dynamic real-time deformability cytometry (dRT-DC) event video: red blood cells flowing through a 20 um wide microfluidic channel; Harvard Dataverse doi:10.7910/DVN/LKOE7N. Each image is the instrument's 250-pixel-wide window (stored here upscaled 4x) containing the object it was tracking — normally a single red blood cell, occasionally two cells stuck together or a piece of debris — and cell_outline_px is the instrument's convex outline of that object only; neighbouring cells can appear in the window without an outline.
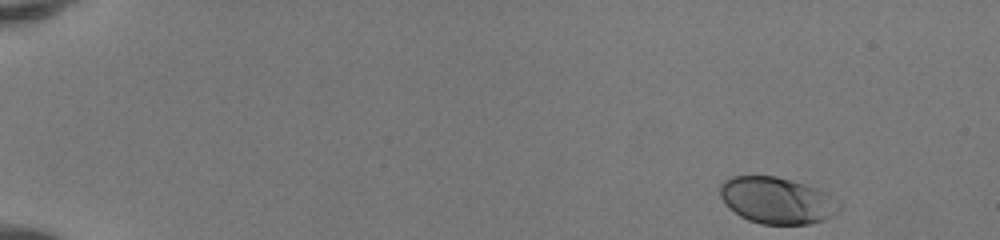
{"species": "human", "species_latin": "Homo sapiens", "temperature_condition": "room temperature", "stored_images_in_passage": 47, "camera_frame_rate_fps": 3000, "um_per_image_px": 0.085, "donor": {"sex": "female"}, "frame": {"image": 1, "passage_image": 1, "time_ms": 0.0, "image_size_px": [1000, 240], "cell_outline_px": [[840, 212], [824, 220], [808, 224], [760, 224], [748, 220], [740, 216], [720, 196], [720, 184], [724, 180], [732, 176], [776, 176], [804, 184], [816, 188], [824, 192], [840, 204]], "centroid_in_image_um": [66.05, 17.04], "position_along_channel_um": 19.0, "area_um2": 32.02}}
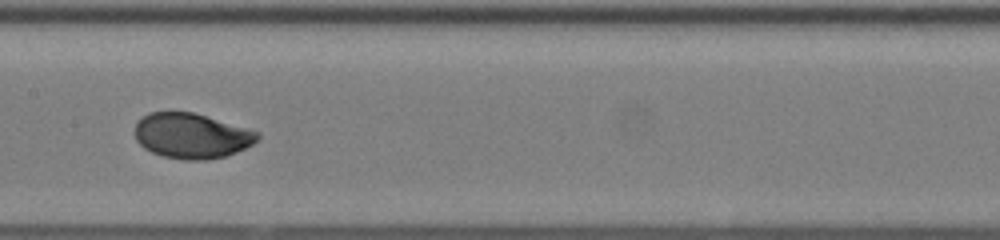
{"frame": {"image": 2, "passage_image": 24, "time_ms": 7.667, "image_size_px": [1000, 240], "cell_outline_px": [[260, 136], [252, 144], [236, 152], [224, 156], [204, 160], [184, 160], [160, 156], [144, 148], [136, 140], [132, 132], [136, 120], [148, 112], [192, 112], [248, 128], [260, 132]], "centroid_in_image_um": [16.22, 11.54], "position_along_channel_um": 191.2, "area_um2": 32.6}}
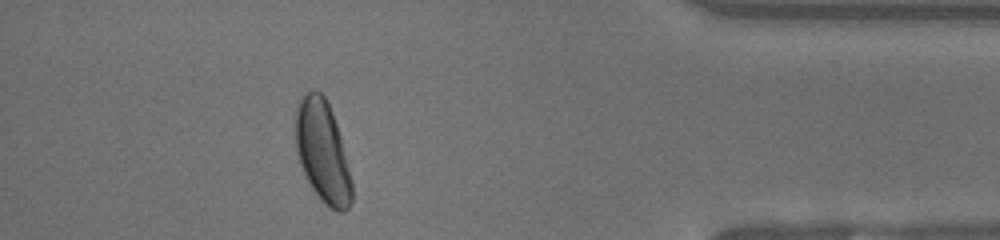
{"frame": {"image": 3, "passage_image": 42, "time_ms": 13.667, "image_size_px": [1000, 240], "cell_outline_px": [[352, 200], [348, 208], [344, 212], [336, 212], [324, 204], [320, 200], [312, 188], [300, 164], [296, 148], [296, 108], [300, 96], [304, 92], [312, 88], [316, 88], [324, 96], [332, 112], [340, 136], [352, 180]], "centroid_in_image_um": [27.41, 12.88], "position_along_channel_um": 407.8, "area_um2": 33.47}, "authors_computed_cell_mechanics": {"area_um2": 32.1368, "velocity_mm_per_s": 4.1564, "shape_relaxation_time_tau1_ms": 1.9666, "shape_relaxation_time_tau2_ms": null, "deformation_change_tau1": 0.1198, "deformation_change_tau2": null}}